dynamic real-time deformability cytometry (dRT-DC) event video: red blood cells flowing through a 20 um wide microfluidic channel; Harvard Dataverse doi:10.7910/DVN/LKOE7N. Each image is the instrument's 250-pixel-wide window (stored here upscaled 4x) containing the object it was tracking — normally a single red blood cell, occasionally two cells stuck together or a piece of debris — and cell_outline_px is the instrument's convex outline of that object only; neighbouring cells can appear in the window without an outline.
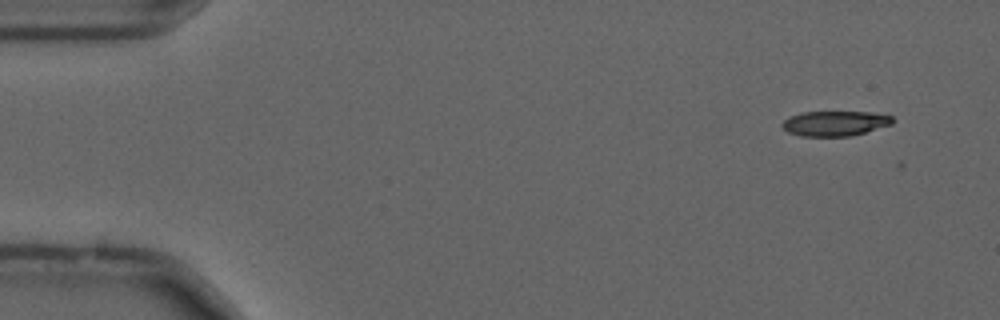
{"species": "common noctule bat (a hibernating species)", "species_latin": "Nyctalus noctula", "temperature_condition": "cold", "stored_images_in_passage": 48, "camera_frame_rate_fps": 3000, "um_per_image_px": 0.085, "animal": {"sex": "male", "forearm_length_mm": 52.5}, "frame": {"image": 1, "passage_image": 1, "time_ms": 0.0, "image_size_px": [1000, 320], "cell_outline_px": [[896, 120], [892, 124], [852, 136], [800, 136], [788, 132], [780, 124], [788, 116], [800, 112], [868, 112], [892, 116]], "centroid_in_image_um": [70.95, 10.48], "position_along_channel_um": 14.0, "area_um2": 16.18}}
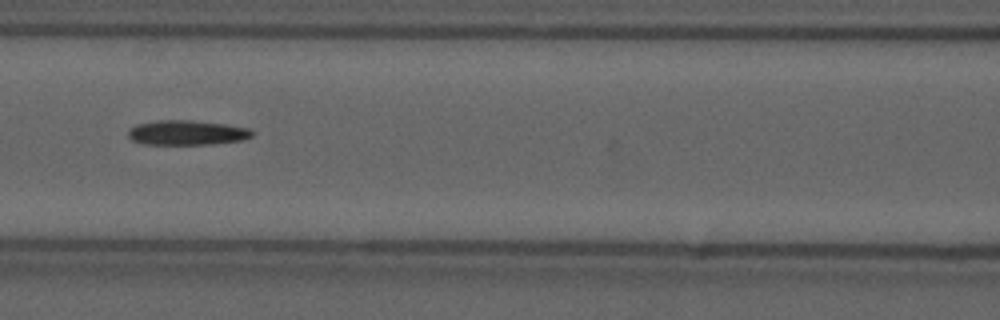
{"frame": {"image": 2, "passage_image": 21, "time_ms": 6.667, "image_size_px": [1000, 320], "cell_outline_px": [[252, 136], [244, 140], [212, 144], [140, 144], [132, 140], [128, 136], [128, 132], [136, 124], [156, 120], [192, 120], [224, 124], [248, 128], [252, 132]], "centroid_in_image_um": [15.86, 11.28], "position_along_channel_um": 150.7, "area_um2": 17.86}}
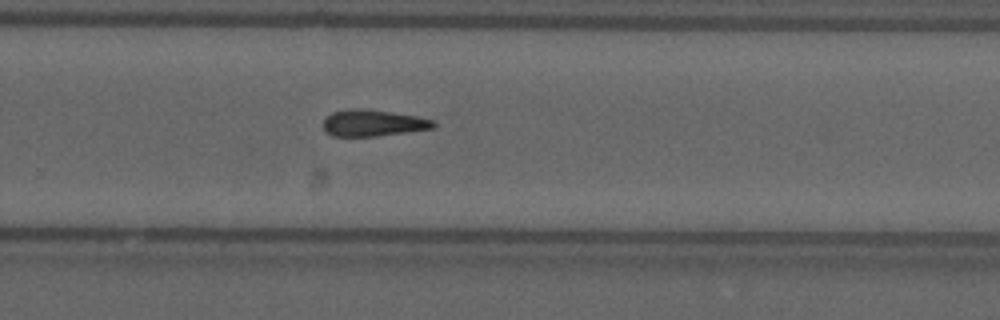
{"frame": {"image": 3, "passage_image": 33, "time_ms": 10.667, "image_size_px": [1000, 320], "cell_outline_px": [[436, 128], [376, 136], [332, 136], [324, 128], [324, 120], [332, 112], [352, 108], [368, 108], [416, 116], [432, 120], [436, 124]], "centroid_in_image_um": [31.73, 10.44], "position_along_channel_um": 298.1, "area_um2": 16.99}}